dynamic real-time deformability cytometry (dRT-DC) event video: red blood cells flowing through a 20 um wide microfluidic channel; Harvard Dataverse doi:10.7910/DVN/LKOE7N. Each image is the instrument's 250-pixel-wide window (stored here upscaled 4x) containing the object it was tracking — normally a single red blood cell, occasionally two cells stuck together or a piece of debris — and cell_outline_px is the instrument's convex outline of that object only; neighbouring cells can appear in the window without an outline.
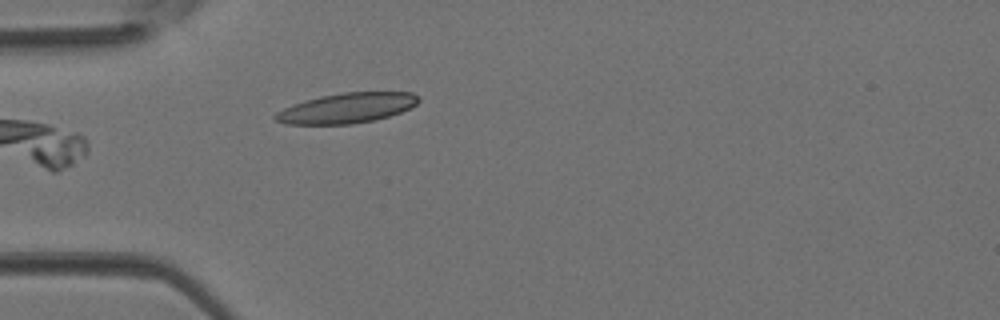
{"species": "Egyptian fruit bat (a non-hibernating species)", "species_latin": "Rousettus aegyptiacus", "temperature_condition": "room temperature", "stored_images_in_passage": 3, "camera_frame_rate_fps": 3000, "um_per_image_px": 0.085, "animal": {"sex": "female"}, "frame": {"image": 1, "passage_image": 3, "time_ms": 0.667, "image_size_px": [1000, 320], "cell_outline_px": [[420, 100], [416, 104], [400, 112], [388, 116], [372, 120], [352, 124], [284, 124], [276, 120], [272, 116], [276, 112], [292, 104], [304, 100], [320, 96], [344, 92], [412, 92], [420, 96]], "centroid_in_image_um": [29.45, 9.18], "position_along_channel_um": 55.5, "area_um2": 25.09}}